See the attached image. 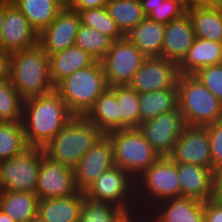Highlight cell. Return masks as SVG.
I'll use <instances>...</instances> for the list:
<instances>
[{"mask_svg": "<svg viewBox=\"0 0 222 222\" xmlns=\"http://www.w3.org/2000/svg\"><path fill=\"white\" fill-rule=\"evenodd\" d=\"M12 4V0H0V49H1V37L2 26L5 19L6 9Z\"/></svg>", "mask_w": 222, "mask_h": 222, "instance_id": "obj_45", "label": "cell"}, {"mask_svg": "<svg viewBox=\"0 0 222 222\" xmlns=\"http://www.w3.org/2000/svg\"><path fill=\"white\" fill-rule=\"evenodd\" d=\"M114 166L112 142L103 134L73 168L77 190L84 192L99 175Z\"/></svg>", "mask_w": 222, "mask_h": 222, "instance_id": "obj_13", "label": "cell"}, {"mask_svg": "<svg viewBox=\"0 0 222 222\" xmlns=\"http://www.w3.org/2000/svg\"><path fill=\"white\" fill-rule=\"evenodd\" d=\"M215 198L222 202V166L215 170Z\"/></svg>", "mask_w": 222, "mask_h": 222, "instance_id": "obj_44", "label": "cell"}, {"mask_svg": "<svg viewBox=\"0 0 222 222\" xmlns=\"http://www.w3.org/2000/svg\"><path fill=\"white\" fill-rule=\"evenodd\" d=\"M39 198L34 192L0 191V209L15 222H30L38 218Z\"/></svg>", "mask_w": 222, "mask_h": 222, "instance_id": "obj_26", "label": "cell"}, {"mask_svg": "<svg viewBox=\"0 0 222 222\" xmlns=\"http://www.w3.org/2000/svg\"><path fill=\"white\" fill-rule=\"evenodd\" d=\"M85 116L105 135L120 130V106L116 93L108 87Z\"/></svg>", "mask_w": 222, "mask_h": 222, "instance_id": "obj_24", "label": "cell"}, {"mask_svg": "<svg viewBox=\"0 0 222 222\" xmlns=\"http://www.w3.org/2000/svg\"><path fill=\"white\" fill-rule=\"evenodd\" d=\"M185 13L180 0H165L154 8L147 17L165 25Z\"/></svg>", "mask_w": 222, "mask_h": 222, "instance_id": "obj_38", "label": "cell"}, {"mask_svg": "<svg viewBox=\"0 0 222 222\" xmlns=\"http://www.w3.org/2000/svg\"><path fill=\"white\" fill-rule=\"evenodd\" d=\"M108 87L102 63L95 61L64 78L55 91L73 115L85 116Z\"/></svg>", "mask_w": 222, "mask_h": 222, "instance_id": "obj_5", "label": "cell"}, {"mask_svg": "<svg viewBox=\"0 0 222 222\" xmlns=\"http://www.w3.org/2000/svg\"><path fill=\"white\" fill-rule=\"evenodd\" d=\"M51 81L56 86L77 70L89 67L96 60L80 47L73 45L49 55Z\"/></svg>", "mask_w": 222, "mask_h": 222, "instance_id": "obj_23", "label": "cell"}, {"mask_svg": "<svg viewBox=\"0 0 222 222\" xmlns=\"http://www.w3.org/2000/svg\"><path fill=\"white\" fill-rule=\"evenodd\" d=\"M163 1L165 0H140L142 9L146 16Z\"/></svg>", "mask_w": 222, "mask_h": 222, "instance_id": "obj_46", "label": "cell"}, {"mask_svg": "<svg viewBox=\"0 0 222 222\" xmlns=\"http://www.w3.org/2000/svg\"><path fill=\"white\" fill-rule=\"evenodd\" d=\"M193 75L222 102V64L203 67Z\"/></svg>", "mask_w": 222, "mask_h": 222, "instance_id": "obj_37", "label": "cell"}, {"mask_svg": "<svg viewBox=\"0 0 222 222\" xmlns=\"http://www.w3.org/2000/svg\"><path fill=\"white\" fill-rule=\"evenodd\" d=\"M110 88L116 93L120 106V130L139 128L141 125L139 93L128 85Z\"/></svg>", "mask_w": 222, "mask_h": 222, "instance_id": "obj_32", "label": "cell"}, {"mask_svg": "<svg viewBox=\"0 0 222 222\" xmlns=\"http://www.w3.org/2000/svg\"><path fill=\"white\" fill-rule=\"evenodd\" d=\"M11 53L0 49V79H9Z\"/></svg>", "mask_w": 222, "mask_h": 222, "instance_id": "obj_43", "label": "cell"}, {"mask_svg": "<svg viewBox=\"0 0 222 222\" xmlns=\"http://www.w3.org/2000/svg\"><path fill=\"white\" fill-rule=\"evenodd\" d=\"M127 222H150L144 215L132 216Z\"/></svg>", "mask_w": 222, "mask_h": 222, "instance_id": "obj_47", "label": "cell"}, {"mask_svg": "<svg viewBox=\"0 0 222 222\" xmlns=\"http://www.w3.org/2000/svg\"><path fill=\"white\" fill-rule=\"evenodd\" d=\"M150 222H205L204 202L175 197L154 205L145 215Z\"/></svg>", "mask_w": 222, "mask_h": 222, "instance_id": "obj_18", "label": "cell"}, {"mask_svg": "<svg viewBox=\"0 0 222 222\" xmlns=\"http://www.w3.org/2000/svg\"><path fill=\"white\" fill-rule=\"evenodd\" d=\"M176 164H194L212 170L210 140L206 126L185 125L168 156Z\"/></svg>", "mask_w": 222, "mask_h": 222, "instance_id": "obj_12", "label": "cell"}, {"mask_svg": "<svg viewBox=\"0 0 222 222\" xmlns=\"http://www.w3.org/2000/svg\"><path fill=\"white\" fill-rule=\"evenodd\" d=\"M178 65L161 56L146 57L129 83L138 93L177 89Z\"/></svg>", "mask_w": 222, "mask_h": 222, "instance_id": "obj_11", "label": "cell"}, {"mask_svg": "<svg viewBox=\"0 0 222 222\" xmlns=\"http://www.w3.org/2000/svg\"><path fill=\"white\" fill-rule=\"evenodd\" d=\"M30 222H43V221H41L39 218H36L34 220H31Z\"/></svg>", "mask_w": 222, "mask_h": 222, "instance_id": "obj_50", "label": "cell"}, {"mask_svg": "<svg viewBox=\"0 0 222 222\" xmlns=\"http://www.w3.org/2000/svg\"><path fill=\"white\" fill-rule=\"evenodd\" d=\"M103 133L86 116L73 115L44 147L49 159L74 168Z\"/></svg>", "mask_w": 222, "mask_h": 222, "instance_id": "obj_3", "label": "cell"}, {"mask_svg": "<svg viewBox=\"0 0 222 222\" xmlns=\"http://www.w3.org/2000/svg\"><path fill=\"white\" fill-rule=\"evenodd\" d=\"M114 40L89 26L80 25L75 45L88 52L96 61H101L111 49Z\"/></svg>", "mask_w": 222, "mask_h": 222, "instance_id": "obj_34", "label": "cell"}, {"mask_svg": "<svg viewBox=\"0 0 222 222\" xmlns=\"http://www.w3.org/2000/svg\"><path fill=\"white\" fill-rule=\"evenodd\" d=\"M0 222H15L8 214L0 209Z\"/></svg>", "mask_w": 222, "mask_h": 222, "instance_id": "obj_48", "label": "cell"}, {"mask_svg": "<svg viewBox=\"0 0 222 222\" xmlns=\"http://www.w3.org/2000/svg\"><path fill=\"white\" fill-rule=\"evenodd\" d=\"M78 14L82 25L97 29L102 34L111 37L114 41L124 37L105 7L81 10Z\"/></svg>", "mask_w": 222, "mask_h": 222, "instance_id": "obj_36", "label": "cell"}, {"mask_svg": "<svg viewBox=\"0 0 222 222\" xmlns=\"http://www.w3.org/2000/svg\"><path fill=\"white\" fill-rule=\"evenodd\" d=\"M9 79L23 100L55 90L51 81L49 55L39 44L11 53Z\"/></svg>", "mask_w": 222, "mask_h": 222, "instance_id": "obj_2", "label": "cell"}, {"mask_svg": "<svg viewBox=\"0 0 222 222\" xmlns=\"http://www.w3.org/2000/svg\"><path fill=\"white\" fill-rule=\"evenodd\" d=\"M180 196L198 201L215 198V171L194 164H178Z\"/></svg>", "mask_w": 222, "mask_h": 222, "instance_id": "obj_20", "label": "cell"}, {"mask_svg": "<svg viewBox=\"0 0 222 222\" xmlns=\"http://www.w3.org/2000/svg\"><path fill=\"white\" fill-rule=\"evenodd\" d=\"M178 107L177 89L139 93L141 123Z\"/></svg>", "mask_w": 222, "mask_h": 222, "instance_id": "obj_28", "label": "cell"}, {"mask_svg": "<svg viewBox=\"0 0 222 222\" xmlns=\"http://www.w3.org/2000/svg\"><path fill=\"white\" fill-rule=\"evenodd\" d=\"M27 147L22 122H0V161L19 155Z\"/></svg>", "mask_w": 222, "mask_h": 222, "instance_id": "obj_33", "label": "cell"}, {"mask_svg": "<svg viewBox=\"0 0 222 222\" xmlns=\"http://www.w3.org/2000/svg\"><path fill=\"white\" fill-rule=\"evenodd\" d=\"M195 37L222 43V6L194 9L188 12Z\"/></svg>", "mask_w": 222, "mask_h": 222, "instance_id": "obj_29", "label": "cell"}, {"mask_svg": "<svg viewBox=\"0 0 222 222\" xmlns=\"http://www.w3.org/2000/svg\"><path fill=\"white\" fill-rule=\"evenodd\" d=\"M146 56L125 36L101 60L109 87L129 85Z\"/></svg>", "mask_w": 222, "mask_h": 222, "instance_id": "obj_10", "label": "cell"}, {"mask_svg": "<svg viewBox=\"0 0 222 222\" xmlns=\"http://www.w3.org/2000/svg\"><path fill=\"white\" fill-rule=\"evenodd\" d=\"M138 215H145L157 203L180 197L178 164L168 156L159 157L136 180Z\"/></svg>", "mask_w": 222, "mask_h": 222, "instance_id": "obj_4", "label": "cell"}, {"mask_svg": "<svg viewBox=\"0 0 222 222\" xmlns=\"http://www.w3.org/2000/svg\"><path fill=\"white\" fill-rule=\"evenodd\" d=\"M205 222H222V202L216 198L204 202Z\"/></svg>", "mask_w": 222, "mask_h": 222, "instance_id": "obj_40", "label": "cell"}, {"mask_svg": "<svg viewBox=\"0 0 222 222\" xmlns=\"http://www.w3.org/2000/svg\"><path fill=\"white\" fill-rule=\"evenodd\" d=\"M222 64V43L195 37L187 55L178 65L179 74L193 75L199 69Z\"/></svg>", "mask_w": 222, "mask_h": 222, "instance_id": "obj_22", "label": "cell"}, {"mask_svg": "<svg viewBox=\"0 0 222 222\" xmlns=\"http://www.w3.org/2000/svg\"><path fill=\"white\" fill-rule=\"evenodd\" d=\"M77 191L73 169L44 155L35 188L39 200L72 196Z\"/></svg>", "mask_w": 222, "mask_h": 222, "instance_id": "obj_15", "label": "cell"}, {"mask_svg": "<svg viewBox=\"0 0 222 222\" xmlns=\"http://www.w3.org/2000/svg\"><path fill=\"white\" fill-rule=\"evenodd\" d=\"M87 198L112 203L131 216L138 215L135 180L123 169L114 166L103 172L84 191Z\"/></svg>", "mask_w": 222, "mask_h": 222, "instance_id": "obj_8", "label": "cell"}, {"mask_svg": "<svg viewBox=\"0 0 222 222\" xmlns=\"http://www.w3.org/2000/svg\"><path fill=\"white\" fill-rule=\"evenodd\" d=\"M1 49L13 53L39 44V34L23 13L12 3L2 26Z\"/></svg>", "mask_w": 222, "mask_h": 222, "instance_id": "obj_17", "label": "cell"}, {"mask_svg": "<svg viewBox=\"0 0 222 222\" xmlns=\"http://www.w3.org/2000/svg\"><path fill=\"white\" fill-rule=\"evenodd\" d=\"M195 40L192 19L188 12L165 24L161 57L179 65Z\"/></svg>", "mask_w": 222, "mask_h": 222, "instance_id": "obj_19", "label": "cell"}, {"mask_svg": "<svg viewBox=\"0 0 222 222\" xmlns=\"http://www.w3.org/2000/svg\"><path fill=\"white\" fill-rule=\"evenodd\" d=\"M183 115L178 107L168 113L141 123L139 129L154 150L161 156H169L175 142L185 128Z\"/></svg>", "mask_w": 222, "mask_h": 222, "instance_id": "obj_14", "label": "cell"}, {"mask_svg": "<svg viewBox=\"0 0 222 222\" xmlns=\"http://www.w3.org/2000/svg\"><path fill=\"white\" fill-rule=\"evenodd\" d=\"M105 8L123 35L146 17L140 0H109Z\"/></svg>", "mask_w": 222, "mask_h": 222, "instance_id": "obj_30", "label": "cell"}, {"mask_svg": "<svg viewBox=\"0 0 222 222\" xmlns=\"http://www.w3.org/2000/svg\"><path fill=\"white\" fill-rule=\"evenodd\" d=\"M72 117L55 90L24 100L22 125L28 146L44 147Z\"/></svg>", "mask_w": 222, "mask_h": 222, "instance_id": "obj_1", "label": "cell"}, {"mask_svg": "<svg viewBox=\"0 0 222 222\" xmlns=\"http://www.w3.org/2000/svg\"><path fill=\"white\" fill-rule=\"evenodd\" d=\"M23 101L10 79H0V122H22Z\"/></svg>", "mask_w": 222, "mask_h": 222, "instance_id": "obj_35", "label": "cell"}, {"mask_svg": "<svg viewBox=\"0 0 222 222\" xmlns=\"http://www.w3.org/2000/svg\"><path fill=\"white\" fill-rule=\"evenodd\" d=\"M80 25L78 12L65 7L39 34V45L48 55L69 48L75 45Z\"/></svg>", "mask_w": 222, "mask_h": 222, "instance_id": "obj_16", "label": "cell"}, {"mask_svg": "<svg viewBox=\"0 0 222 222\" xmlns=\"http://www.w3.org/2000/svg\"><path fill=\"white\" fill-rule=\"evenodd\" d=\"M185 12L194 9L212 8L220 4V0H180Z\"/></svg>", "mask_w": 222, "mask_h": 222, "instance_id": "obj_42", "label": "cell"}, {"mask_svg": "<svg viewBox=\"0 0 222 222\" xmlns=\"http://www.w3.org/2000/svg\"><path fill=\"white\" fill-rule=\"evenodd\" d=\"M210 140L212 170L222 166V118L206 126Z\"/></svg>", "mask_w": 222, "mask_h": 222, "instance_id": "obj_39", "label": "cell"}, {"mask_svg": "<svg viewBox=\"0 0 222 222\" xmlns=\"http://www.w3.org/2000/svg\"><path fill=\"white\" fill-rule=\"evenodd\" d=\"M113 146L115 166L136 180L160 155L139 128H128L106 134Z\"/></svg>", "mask_w": 222, "mask_h": 222, "instance_id": "obj_7", "label": "cell"}, {"mask_svg": "<svg viewBox=\"0 0 222 222\" xmlns=\"http://www.w3.org/2000/svg\"><path fill=\"white\" fill-rule=\"evenodd\" d=\"M83 203V192L72 196L41 199L38 218L43 222H78Z\"/></svg>", "mask_w": 222, "mask_h": 222, "instance_id": "obj_21", "label": "cell"}, {"mask_svg": "<svg viewBox=\"0 0 222 222\" xmlns=\"http://www.w3.org/2000/svg\"><path fill=\"white\" fill-rule=\"evenodd\" d=\"M108 2L109 0H74L68 8L79 12L81 10L106 7Z\"/></svg>", "mask_w": 222, "mask_h": 222, "instance_id": "obj_41", "label": "cell"}, {"mask_svg": "<svg viewBox=\"0 0 222 222\" xmlns=\"http://www.w3.org/2000/svg\"><path fill=\"white\" fill-rule=\"evenodd\" d=\"M132 216L123 208L112 203L85 197L78 222H127Z\"/></svg>", "mask_w": 222, "mask_h": 222, "instance_id": "obj_31", "label": "cell"}, {"mask_svg": "<svg viewBox=\"0 0 222 222\" xmlns=\"http://www.w3.org/2000/svg\"><path fill=\"white\" fill-rule=\"evenodd\" d=\"M43 147H27L22 153L0 161V191L34 192L44 156Z\"/></svg>", "mask_w": 222, "mask_h": 222, "instance_id": "obj_9", "label": "cell"}, {"mask_svg": "<svg viewBox=\"0 0 222 222\" xmlns=\"http://www.w3.org/2000/svg\"><path fill=\"white\" fill-rule=\"evenodd\" d=\"M165 25L157 23L147 16L126 35L146 57L161 56Z\"/></svg>", "mask_w": 222, "mask_h": 222, "instance_id": "obj_25", "label": "cell"}, {"mask_svg": "<svg viewBox=\"0 0 222 222\" xmlns=\"http://www.w3.org/2000/svg\"><path fill=\"white\" fill-rule=\"evenodd\" d=\"M176 86L185 124L207 126L222 118V102L194 75L179 74Z\"/></svg>", "mask_w": 222, "mask_h": 222, "instance_id": "obj_6", "label": "cell"}, {"mask_svg": "<svg viewBox=\"0 0 222 222\" xmlns=\"http://www.w3.org/2000/svg\"><path fill=\"white\" fill-rule=\"evenodd\" d=\"M64 8L69 7L74 0H57Z\"/></svg>", "mask_w": 222, "mask_h": 222, "instance_id": "obj_49", "label": "cell"}, {"mask_svg": "<svg viewBox=\"0 0 222 222\" xmlns=\"http://www.w3.org/2000/svg\"><path fill=\"white\" fill-rule=\"evenodd\" d=\"M32 27L40 34L64 8L57 0H12Z\"/></svg>", "mask_w": 222, "mask_h": 222, "instance_id": "obj_27", "label": "cell"}]
</instances>
